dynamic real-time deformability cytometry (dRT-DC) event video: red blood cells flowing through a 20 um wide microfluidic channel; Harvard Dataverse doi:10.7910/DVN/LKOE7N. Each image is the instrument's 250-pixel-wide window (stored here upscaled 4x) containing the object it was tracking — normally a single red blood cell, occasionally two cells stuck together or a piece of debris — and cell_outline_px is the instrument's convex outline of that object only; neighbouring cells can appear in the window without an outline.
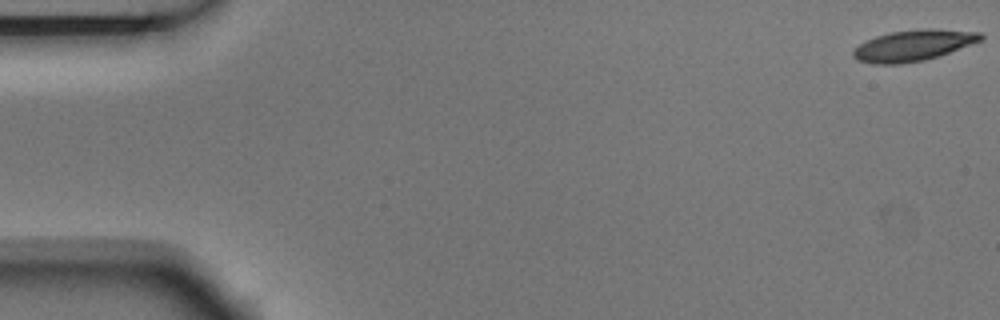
{"species": "Egyptian fruit bat (a non-hibernating species)", "species_latin": "Rousettus aegyptiacus", "temperature_condition": "room temperature", "stored_images_in_passage": 5, "camera_frame_rate_fps": 3000, "um_per_image_px": 0.085, "animal": {"sex": "male"}, "frame": {"image": 1, "passage_image": 1, "time_ms": 0.0, "image_size_px": [1000, 320], "cell_outline_px": [[984, 40], [924, 60], [900, 64], [872, 64], [856, 60], [852, 56], [852, 52], [860, 44], [876, 36], [892, 32], [920, 28], [932, 28], [980, 32], [984, 36]], "centroid_in_image_um": [77.64, 3.85], "position_along_channel_um": 7.4, "area_um2": 23.0}}
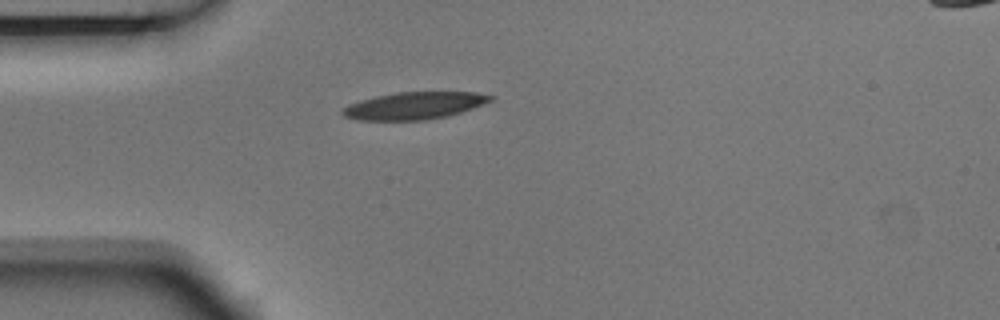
{"frame": {"image": 2, "passage_image": 5, "time_ms": 1.333, "image_size_px": [1000, 320], "cell_outline_px": [[496, 96], [492, 100], [472, 108], [448, 116], [424, 120], [360, 120], [344, 116], [340, 112], [344, 108], [360, 100], [376, 96], [396, 92], [476, 92]], "centroid_in_image_um": [35.24, 8.97], "position_along_channel_um": 49.8, "area_um2": 23.29}}